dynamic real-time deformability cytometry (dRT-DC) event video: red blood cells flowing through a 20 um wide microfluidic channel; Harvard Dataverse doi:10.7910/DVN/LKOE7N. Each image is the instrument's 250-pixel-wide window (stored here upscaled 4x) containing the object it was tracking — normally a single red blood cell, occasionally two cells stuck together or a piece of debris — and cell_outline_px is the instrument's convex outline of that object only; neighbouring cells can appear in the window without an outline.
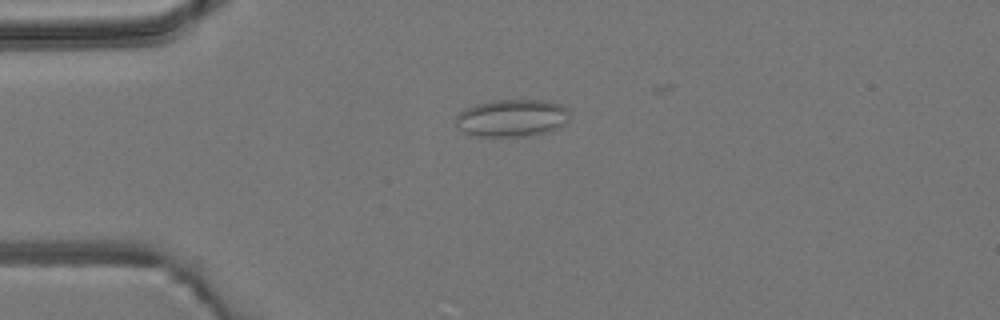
{"species": "common noctule bat (a hibernating species)", "species_latin": "Nyctalus noctula", "temperature_condition": "room temperature", "stored_images_in_passage": 6, "camera_frame_rate_fps": 3000, "um_per_image_px": 0.085, "animal": {"sex": "male", "body_mass_g": 19.2, "forearm_length_mm": 51.8}, "frame": {"image": 1, "passage_image": 3, "time_ms": 3.333, "image_size_px": [1000, 320], "cell_outline_px": [[568, 124], [552, 132], [524, 136], [476, 136], [464, 132], [456, 124], [456, 116], [464, 108], [476, 104], [492, 100], [540, 100], [560, 104], [568, 108]], "centroid_in_image_um": [43.55, 10.03], "position_along_channel_um": 41.4, "area_um2": 25.09}}
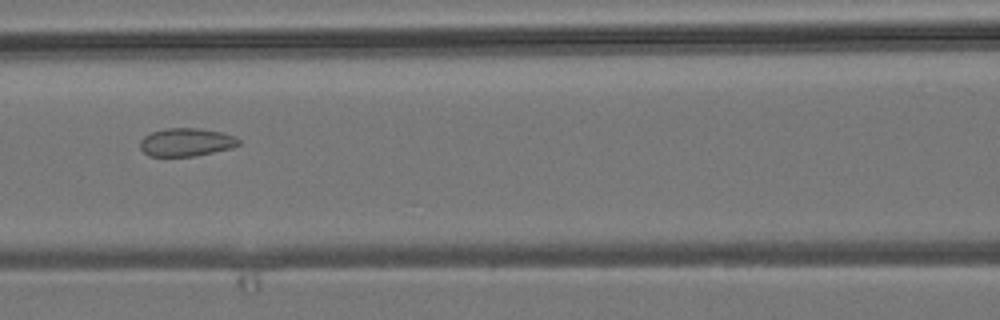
{"frame": {"image": 2, "passage_image": 6, "time_ms": 6.667, "image_size_px": [1000, 320], "cell_outline_px": [[240, 144], [232, 148], [196, 156], [148, 156], [140, 148], [140, 140], [144, 136], [152, 132], [164, 128], [200, 128], [220, 132], [232, 136], [240, 140]], "centroid_in_image_um": [15.81, 12.09], "position_along_channel_um": 150.8, "area_um2": 16.18}}